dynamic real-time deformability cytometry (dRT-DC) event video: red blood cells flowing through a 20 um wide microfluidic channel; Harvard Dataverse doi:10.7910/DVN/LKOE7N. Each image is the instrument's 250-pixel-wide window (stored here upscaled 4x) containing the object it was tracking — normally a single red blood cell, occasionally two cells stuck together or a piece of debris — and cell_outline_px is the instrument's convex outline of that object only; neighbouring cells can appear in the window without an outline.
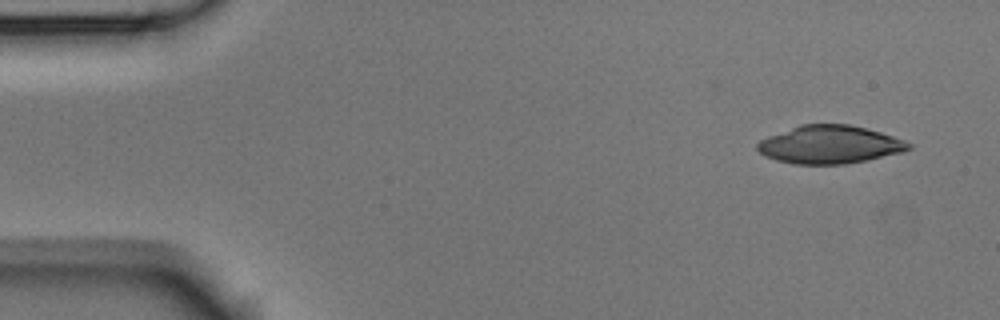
{"species": "Egyptian fruit bat (a non-hibernating species)", "species_latin": "Rousettus aegyptiacus", "temperature_condition": "room temperature", "stored_images_in_passage": 4, "camera_frame_rate_fps": 3000, "um_per_image_px": 0.085, "animal": {"sex": "male"}, "frame": {"image": 1, "passage_image": 1, "time_ms": 0.0, "image_size_px": [1000, 320], "cell_outline_px": [[912, 148], [904, 152], [868, 160], [844, 164], [792, 164], [776, 160], [764, 156], [756, 148], [756, 144], [760, 140], [768, 136], [800, 124], [848, 124], [880, 132], [904, 140], [912, 144]], "centroid_in_image_um": [70.52, 12.3], "position_along_channel_um": 14.5, "area_um2": 33.64}}